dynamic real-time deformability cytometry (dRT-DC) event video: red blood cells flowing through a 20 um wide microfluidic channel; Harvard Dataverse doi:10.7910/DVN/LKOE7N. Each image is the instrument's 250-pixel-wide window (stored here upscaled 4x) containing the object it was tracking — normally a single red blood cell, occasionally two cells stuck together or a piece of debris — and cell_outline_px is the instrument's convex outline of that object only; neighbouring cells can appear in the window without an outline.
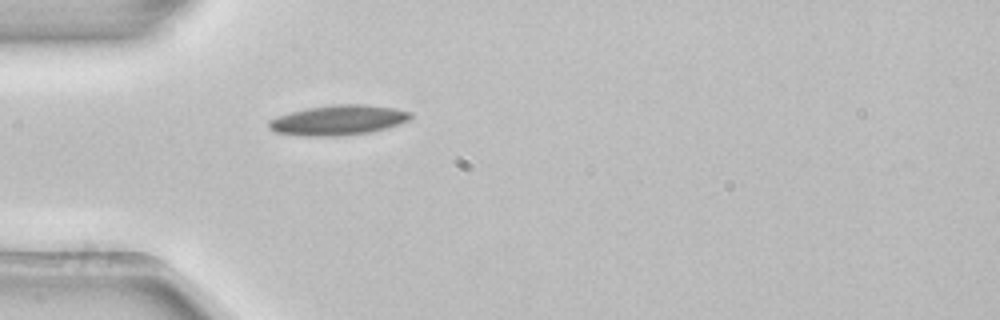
{"species": "common noctule bat (a hibernating species)", "species_latin": "Nyctalus noctula", "temperature_condition": "room temperature", "stored_images_in_passage": 38, "camera_frame_rate_fps": 3000, "um_per_image_px": 0.085, "animal": {"sex": "female", "body_mass_g": 22.7, "forearm_length_mm": 54.2}, "frame": {"image": 1, "passage_image": 1, "time_ms": 0.0, "image_size_px": [1000, 320], "cell_outline_px": [[412, 116], [408, 120], [400, 124], [372, 132], [336, 136], [304, 136], [276, 132], [268, 128], [268, 120], [276, 116], [308, 108], [336, 104], [364, 104], [396, 108], [412, 112]], "centroid_in_image_um": [28.77, 10.21], "position_along_channel_um": 56.2, "area_um2": 24.85}}
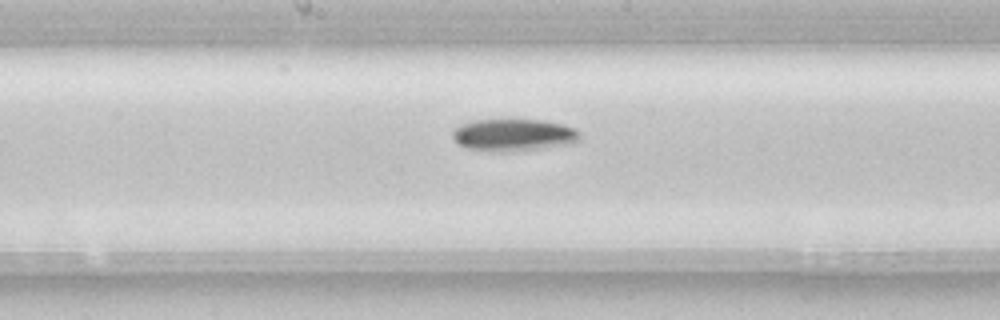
{"frame": {"image": 2, "passage_image": 13, "time_ms": 4.0, "image_size_px": [1000, 320], "cell_outline_px": [[580, 140], [576, 144], [544, 148], [504, 152], [488, 152], [464, 148], [456, 144], [452, 136], [452, 128], [460, 124], [472, 120], [544, 120], [564, 124], [576, 128], [580, 132]], "centroid_in_image_um": [43.65, 11.49], "position_along_channel_um": 204.6, "area_um2": 24.68}}
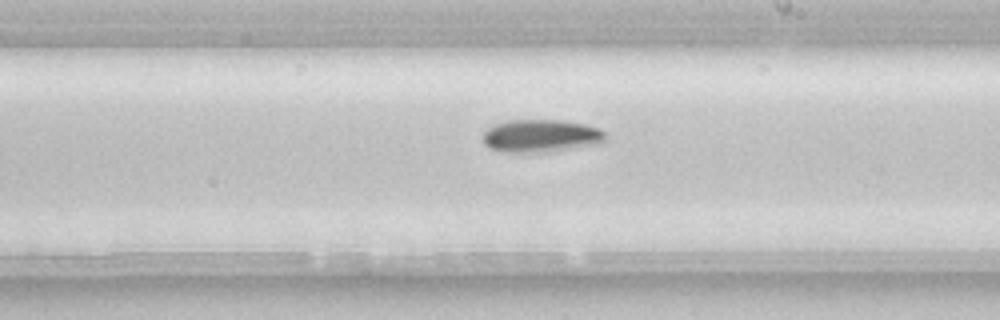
{"frame": {"image": 3, "passage_image": 16, "time_ms": 5.0, "image_size_px": [1000, 320], "cell_outline_px": [[604, 144], [552, 152], [504, 152], [492, 148], [484, 144], [484, 132], [488, 128], [496, 124], [508, 120], [564, 120], [584, 124], [600, 128], [604, 132]], "centroid_in_image_um": [46.05, 11.56], "position_along_channel_um": 243.0, "area_um2": 23.64}, "authors_computed_cell_mechanics": {"area_um2": 22.4553, "velocity_mm_per_s": 3.8561, "shape_relaxation_time_tau1_ms": 4.4391, "shape_relaxation_time_tau2_ms": null, "deformation_change_tau1": 0.1262, "deformation_change_tau2": null}}